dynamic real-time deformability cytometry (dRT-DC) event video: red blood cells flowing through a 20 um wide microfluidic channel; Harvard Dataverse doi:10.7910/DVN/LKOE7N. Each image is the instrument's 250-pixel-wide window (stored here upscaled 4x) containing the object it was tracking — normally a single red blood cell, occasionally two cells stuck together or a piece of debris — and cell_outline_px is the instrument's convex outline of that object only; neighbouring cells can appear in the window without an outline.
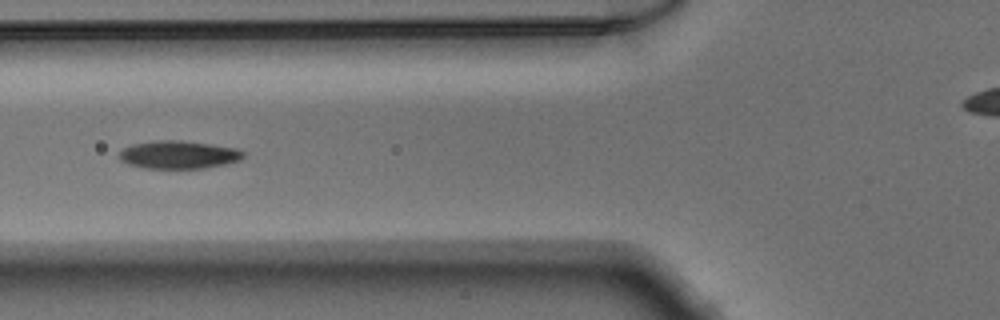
{"species": "Egyptian fruit bat (a non-hibernating species)", "species_latin": "Rousettus aegyptiacus", "temperature_condition": "warm", "stored_images_in_passage": 39, "camera_frame_rate_fps": 3000, "um_per_image_px": 0.085, "animal": {"sex": "male"}, "frame": {"image": 1, "passage_image": 7, "time_ms": 2.0, "image_size_px": [1000, 320], "cell_outline_px": [[244, 156], [240, 160], [224, 164], [204, 168], [144, 168], [128, 164], [120, 160], [116, 156], [124, 148], [132, 144], [160, 140], [180, 140], [236, 148], [244, 152]], "centroid_in_image_um": [15.15, 13.15], "position_along_channel_um": 110.7, "area_um2": 20.11}}
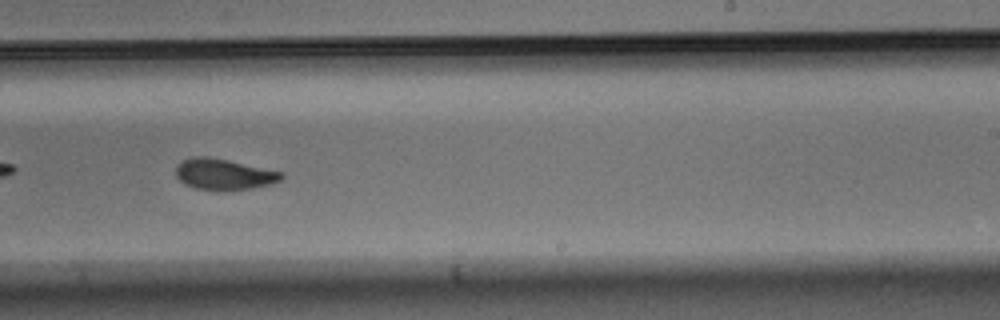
{"frame": {"image": 2, "passage_image": 19, "time_ms": 6.0, "image_size_px": [1000, 320], "cell_outline_px": [[284, 176], [280, 180], [272, 184], [252, 188], [220, 192], [196, 188], [184, 184], [176, 176], [176, 164], [192, 156], [208, 156], [228, 160], [284, 172]], "centroid_in_image_um": [19.03, 14.82], "position_along_channel_um": 270.0, "area_um2": 19.42}}
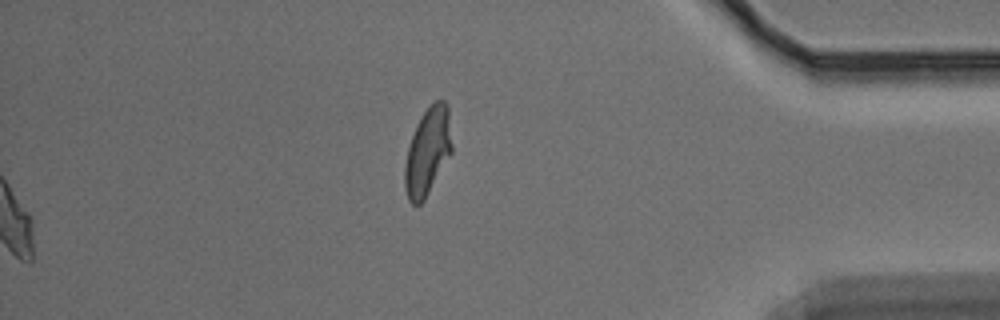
{"frame": {"image": 3, "passage_image": 39, "time_ms": 12.667, "image_size_px": [1000, 320], "cell_outline_px": [[452, 152], [424, 200], [420, 204], [412, 204], [408, 200], [404, 188], [404, 164], [408, 148], [416, 124], [424, 112], [436, 100], [444, 100], [448, 104], [452, 144]], "centroid_in_image_um": [36.35, 12.89], "position_along_channel_um": 398.9, "area_um2": 23.99}}